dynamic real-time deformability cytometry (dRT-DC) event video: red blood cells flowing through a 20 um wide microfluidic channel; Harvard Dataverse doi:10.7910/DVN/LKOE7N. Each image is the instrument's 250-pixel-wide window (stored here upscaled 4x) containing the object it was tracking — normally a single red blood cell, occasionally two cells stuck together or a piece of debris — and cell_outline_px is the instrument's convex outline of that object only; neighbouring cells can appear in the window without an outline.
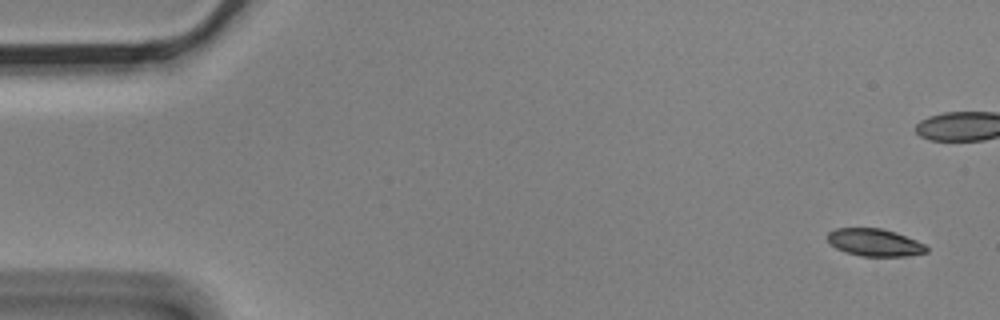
{"species": "Egyptian fruit bat (a non-hibernating species)", "species_latin": "Rousettus aegyptiacus", "temperature_condition": "cold", "stored_images_in_passage": 6, "camera_frame_rate_fps": 3000, "um_per_image_px": 0.085, "animal": {"sex": "male"}, "frame": {"image": 1, "passage_image": 1, "time_ms": 0.0, "image_size_px": [1000, 320], "cell_outline_px": [[928, 252], [904, 256], [860, 256], [844, 252], [836, 248], [828, 240], [828, 232], [836, 228], [880, 228], [916, 240], [924, 244], [928, 248]], "centroid_in_image_um": [74.32, 20.62], "position_along_channel_um": 10.7, "area_um2": 15.61}}
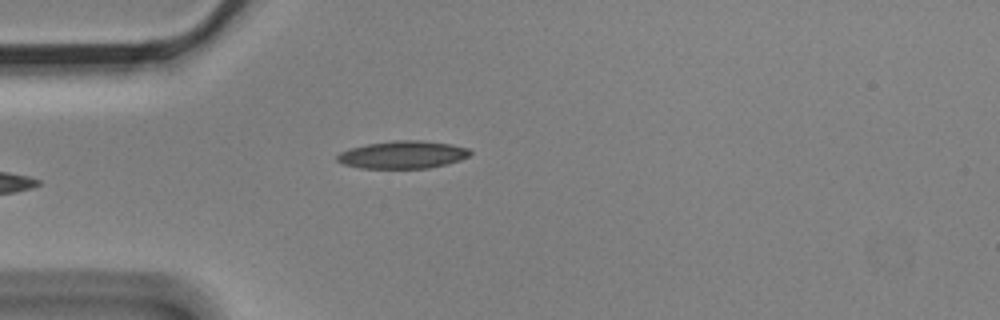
{"frame": {"image": 2, "passage_image": 6, "time_ms": 1.667, "image_size_px": [1000, 320], "cell_outline_px": [[472, 152], [468, 156], [460, 160], [448, 164], [428, 168], [360, 168], [344, 164], [336, 160], [336, 156], [340, 152], [352, 148], [368, 144], [392, 140], [420, 140], [452, 144], [468, 148]], "centroid_in_image_um": [34.26, 13.15], "position_along_channel_um": 50.7, "area_um2": 21.39}}